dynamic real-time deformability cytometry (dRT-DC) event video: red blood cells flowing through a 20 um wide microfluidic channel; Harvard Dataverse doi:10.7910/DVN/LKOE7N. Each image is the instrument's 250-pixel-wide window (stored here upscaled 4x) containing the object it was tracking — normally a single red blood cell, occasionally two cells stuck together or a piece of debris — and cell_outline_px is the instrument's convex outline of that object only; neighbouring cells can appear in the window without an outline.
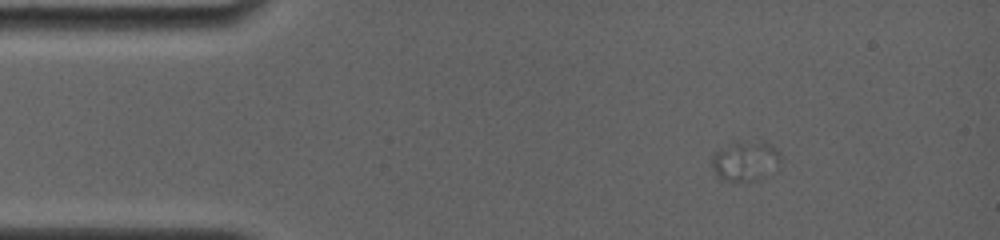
{"species": "common noctule bat (a hibernating species)", "species_latin": "Nyctalus noctula", "temperature_condition": "room temperature", "stored_images_in_passage": 4, "camera_frame_rate_fps": 4000, "um_per_image_px": 0.085, "animal": {"sex": "female", "body_mass_g": 19.0, "forearm_length_mm": 56.7}, "frame": {"image": 1, "passage_image": 2, "time_ms": 0.25, "image_size_px": [1000, 240], "cell_outline_px": [[780, 168], [776, 172], [752, 180], [720, 180], [712, 168], [712, 152], [732, 140], [764, 140], [776, 148], [780, 152]], "centroid_in_image_um": [63.37, 13.61], "position_along_channel_um": 21.6, "area_um2": 16.82}}